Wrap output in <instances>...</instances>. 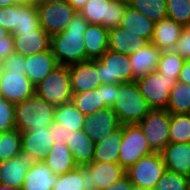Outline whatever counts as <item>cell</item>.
<instances>
[{
	"label": "cell",
	"instance_id": "obj_54",
	"mask_svg": "<svg viewBox=\"0 0 190 190\" xmlns=\"http://www.w3.org/2000/svg\"><path fill=\"white\" fill-rule=\"evenodd\" d=\"M3 73H4V67H3L2 62H0V82H1V79L3 77Z\"/></svg>",
	"mask_w": 190,
	"mask_h": 190
},
{
	"label": "cell",
	"instance_id": "obj_7",
	"mask_svg": "<svg viewBox=\"0 0 190 190\" xmlns=\"http://www.w3.org/2000/svg\"><path fill=\"white\" fill-rule=\"evenodd\" d=\"M96 71L101 84H117L133 81V71L129 55L107 50L96 59Z\"/></svg>",
	"mask_w": 190,
	"mask_h": 190
},
{
	"label": "cell",
	"instance_id": "obj_11",
	"mask_svg": "<svg viewBox=\"0 0 190 190\" xmlns=\"http://www.w3.org/2000/svg\"><path fill=\"white\" fill-rule=\"evenodd\" d=\"M40 27L50 36L63 32L77 11L68 3H36Z\"/></svg>",
	"mask_w": 190,
	"mask_h": 190
},
{
	"label": "cell",
	"instance_id": "obj_27",
	"mask_svg": "<svg viewBox=\"0 0 190 190\" xmlns=\"http://www.w3.org/2000/svg\"><path fill=\"white\" fill-rule=\"evenodd\" d=\"M123 137V125L95 144L92 162L117 163Z\"/></svg>",
	"mask_w": 190,
	"mask_h": 190
},
{
	"label": "cell",
	"instance_id": "obj_4",
	"mask_svg": "<svg viewBox=\"0 0 190 190\" xmlns=\"http://www.w3.org/2000/svg\"><path fill=\"white\" fill-rule=\"evenodd\" d=\"M35 94L55 106L71 102L69 66L58 65L35 87Z\"/></svg>",
	"mask_w": 190,
	"mask_h": 190
},
{
	"label": "cell",
	"instance_id": "obj_50",
	"mask_svg": "<svg viewBox=\"0 0 190 190\" xmlns=\"http://www.w3.org/2000/svg\"><path fill=\"white\" fill-rule=\"evenodd\" d=\"M88 2V0H68V3L79 12L80 9Z\"/></svg>",
	"mask_w": 190,
	"mask_h": 190
},
{
	"label": "cell",
	"instance_id": "obj_32",
	"mask_svg": "<svg viewBox=\"0 0 190 190\" xmlns=\"http://www.w3.org/2000/svg\"><path fill=\"white\" fill-rule=\"evenodd\" d=\"M190 109V85L177 80L171 88L167 109L171 114L188 113Z\"/></svg>",
	"mask_w": 190,
	"mask_h": 190
},
{
	"label": "cell",
	"instance_id": "obj_10",
	"mask_svg": "<svg viewBox=\"0 0 190 190\" xmlns=\"http://www.w3.org/2000/svg\"><path fill=\"white\" fill-rule=\"evenodd\" d=\"M171 113L166 109H151L138 123L154 152H161L169 143Z\"/></svg>",
	"mask_w": 190,
	"mask_h": 190
},
{
	"label": "cell",
	"instance_id": "obj_22",
	"mask_svg": "<svg viewBox=\"0 0 190 190\" xmlns=\"http://www.w3.org/2000/svg\"><path fill=\"white\" fill-rule=\"evenodd\" d=\"M149 41L139 34H133L121 27L109 30L108 49L117 53L130 55L144 48Z\"/></svg>",
	"mask_w": 190,
	"mask_h": 190
},
{
	"label": "cell",
	"instance_id": "obj_6",
	"mask_svg": "<svg viewBox=\"0 0 190 190\" xmlns=\"http://www.w3.org/2000/svg\"><path fill=\"white\" fill-rule=\"evenodd\" d=\"M165 170L161 153L154 152L132 164L125 170V175L135 188L154 190Z\"/></svg>",
	"mask_w": 190,
	"mask_h": 190
},
{
	"label": "cell",
	"instance_id": "obj_41",
	"mask_svg": "<svg viewBox=\"0 0 190 190\" xmlns=\"http://www.w3.org/2000/svg\"><path fill=\"white\" fill-rule=\"evenodd\" d=\"M16 129L15 104L0 97V133Z\"/></svg>",
	"mask_w": 190,
	"mask_h": 190
},
{
	"label": "cell",
	"instance_id": "obj_58",
	"mask_svg": "<svg viewBox=\"0 0 190 190\" xmlns=\"http://www.w3.org/2000/svg\"><path fill=\"white\" fill-rule=\"evenodd\" d=\"M111 1H120V2H123V1H128V0H111Z\"/></svg>",
	"mask_w": 190,
	"mask_h": 190
},
{
	"label": "cell",
	"instance_id": "obj_51",
	"mask_svg": "<svg viewBox=\"0 0 190 190\" xmlns=\"http://www.w3.org/2000/svg\"><path fill=\"white\" fill-rule=\"evenodd\" d=\"M21 0H0V8L1 7H9L15 4H18Z\"/></svg>",
	"mask_w": 190,
	"mask_h": 190
},
{
	"label": "cell",
	"instance_id": "obj_26",
	"mask_svg": "<svg viewBox=\"0 0 190 190\" xmlns=\"http://www.w3.org/2000/svg\"><path fill=\"white\" fill-rule=\"evenodd\" d=\"M43 162L56 175L65 174L78 166L74 160L71 150L66 144L54 143L46 153Z\"/></svg>",
	"mask_w": 190,
	"mask_h": 190
},
{
	"label": "cell",
	"instance_id": "obj_48",
	"mask_svg": "<svg viewBox=\"0 0 190 190\" xmlns=\"http://www.w3.org/2000/svg\"><path fill=\"white\" fill-rule=\"evenodd\" d=\"M133 184L129 180V178L125 175L116 183H113L102 190H132Z\"/></svg>",
	"mask_w": 190,
	"mask_h": 190
},
{
	"label": "cell",
	"instance_id": "obj_46",
	"mask_svg": "<svg viewBox=\"0 0 190 190\" xmlns=\"http://www.w3.org/2000/svg\"><path fill=\"white\" fill-rule=\"evenodd\" d=\"M48 131L52 132V138L56 144H66L72 132L55 121L48 127Z\"/></svg>",
	"mask_w": 190,
	"mask_h": 190
},
{
	"label": "cell",
	"instance_id": "obj_20",
	"mask_svg": "<svg viewBox=\"0 0 190 190\" xmlns=\"http://www.w3.org/2000/svg\"><path fill=\"white\" fill-rule=\"evenodd\" d=\"M161 53V50L152 42H149L144 48L130 54L129 59L133 71V81L156 71Z\"/></svg>",
	"mask_w": 190,
	"mask_h": 190
},
{
	"label": "cell",
	"instance_id": "obj_25",
	"mask_svg": "<svg viewBox=\"0 0 190 190\" xmlns=\"http://www.w3.org/2000/svg\"><path fill=\"white\" fill-rule=\"evenodd\" d=\"M86 61L99 59L107 50L109 30L102 25L89 24L84 32Z\"/></svg>",
	"mask_w": 190,
	"mask_h": 190
},
{
	"label": "cell",
	"instance_id": "obj_47",
	"mask_svg": "<svg viewBox=\"0 0 190 190\" xmlns=\"http://www.w3.org/2000/svg\"><path fill=\"white\" fill-rule=\"evenodd\" d=\"M14 52L13 37L12 34L9 33L0 40V62L7 59Z\"/></svg>",
	"mask_w": 190,
	"mask_h": 190
},
{
	"label": "cell",
	"instance_id": "obj_1",
	"mask_svg": "<svg viewBox=\"0 0 190 190\" xmlns=\"http://www.w3.org/2000/svg\"><path fill=\"white\" fill-rule=\"evenodd\" d=\"M87 20L77 12L63 32L51 36V50L59 65L86 61L84 32Z\"/></svg>",
	"mask_w": 190,
	"mask_h": 190
},
{
	"label": "cell",
	"instance_id": "obj_3",
	"mask_svg": "<svg viewBox=\"0 0 190 190\" xmlns=\"http://www.w3.org/2000/svg\"><path fill=\"white\" fill-rule=\"evenodd\" d=\"M55 105L46 102L38 95L15 104V127L20 132L32 128L50 126L54 122Z\"/></svg>",
	"mask_w": 190,
	"mask_h": 190
},
{
	"label": "cell",
	"instance_id": "obj_55",
	"mask_svg": "<svg viewBox=\"0 0 190 190\" xmlns=\"http://www.w3.org/2000/svg\"><path fill=\"white\" fill-rule=\"evenodd\" d=\"M0 190H13V187L0 184Z\"/></svg>",
	"mask_w": 190,
	"mask_h": 190
},
{
	"label": "cell",
	"instance_id": "obj_36",
	"mask_svg": "<svg viewBox=\"0 0 190 190\" xmlns=\"http://www.w3.org/2000/svg\"><path fill=\"white\" fill-rule=\"evenodd\" d=\"M170 143L190 142V116L187 113L171 114Z\"/></svg>",
	"mask_w": 190,
	"mask_h": 190
},
{
	"label": "cell",
	"instance_id": "obj_21",
	"mask_svg": "<svg viewBox=\"0 0 190 190\" xmlns=\"http://www.w3.org/2000/svg\"><path fill=\"white\" fill-rule=\"evenodd\" d=\"M25 63L26 76L35 87L59 65L51 49L25 56Z\"/></svg>",
	"mask_w": 190,
	"mask_h": 190
},
{
	"label": "cell",
	"instance_id": "obj_33",
	"mask_svg": "<svg viewBox=\"0 0 190 190\" xmlns=\"http://www.w3.org/2000/svg\"><path fill=\"white\" fill-rule=\"evenodd\" d=\"M85 116L107 108L102 101L101 91L94 89L73 94L71 101Z\"/></svg>",
	"mask_w": 190,
	"mask_h": 190
},
{
	"label": "cell",
	"instance_id": "obj_28",
	"mask_svg": "<svg viewBox=\"0 0 190 190\" xmlns=\"http://www.w3.org/2000/svg\"><path fill=\"white\" fill-rule=\"evenodd\" d=\"M66 145L78 166H85L92 162L95 143L83 129L71 132Z\"/></svg>",
	"mask_w": 190,
	"mask_h": 190
},
{
	"label": "cell",
	"instance_id": "obj_18",
	"mask_svg": "<svg viewBox=\"0 0 190 190\" xmlns=\"http://www.w3.org/2000/svg\"><path fill=\"white\" fill-rule=\"evenodd\" d=\"M34 163V160L23 152L14 158L0 162V184L21 188L27 170Z\"/></svg>",
	"mask_w": 190,
	"mask_h": 190
},
{
	"label": "cell",
	"instance_id": "obj_8",
	"mask_svg": "<svg viewBox=\"0 0 190 190\" xmlns=\"http://www.w3.org/2000/svg\"><path fill=\"white\" fill-rule=\"evenodd\" d=\"M176 81L154 71L137 79L136 84L151 109H167L171 88Z\"/></svg>",
	"mask_w": 190,
	"mask_h": 190
},
{
	"label": "cell",
	"instance_id": "obj_31",
	"mask_svg": "<svg viewBox=\"0 0 190 190\" xmlns=\"http://www.w3.org/2000/svg\"><path fill=\"white\" fill-rule=\"evenodd\" d=\"M85 117L72 102L55 106L54 121L72 132L84 128Z\"/></svg>",
	"mask_w": 190,
	"mask_h": 190
},
{
	"label": "cell",
	"instance_id": "obj_19",
	"mask_svg": "<svg viewBox=\"0 0 190 190\" xmlns=\"http://www.w3.org/2000/svg\"><path fill=\"white\" fill-rule=\"evenodd\" d=\"M160 153L167 170L190 177V142L169 143Z\"/></svg>",
	"mask_w": 190,
	"mask_h": 190
},
{
	"label": "cell",
	"instance_id": "obj_45",
	"mask_svg": "<svg viewBox=\"0 0 190 190\" xmlns=\"http://www.w3.org/2000/svg\"><path fill=\"white\" fill-rule=\"evenodd\" d=\"M98 91H101V97H102L103 104L107 108H112L115 103L118 91H119V83H117V84H101L98 87Z\"/></svg>",
	"mask_w": 190,
	"mask_h": 190
},
{
	"label": "cell",
	"instance_id": "obj_29",
	"mask_svg": "<svg viewBox=\"0 0 190 190\" xmlns=\"http://www.w3.org/2000/svg\"><path fill=\"white\" fill-rule=\"evenodd\" d=\"M154 26L155 23L153 21L129 5L126 7L120 24L121 28L133 34H139V36L147 39L149 42H151L153 37Z\"/></svg>",
	"mask_w": 190,
	"mask_h": 190
},
{
	"label": "cell",
	"instance_id": "obj_9",
	"mask_svg": "<svg viewBox=\"0 0 190 190\" xmlns=\"http://www.w3.org/2000/svg\"><path fill=\"white\" fill-rule=\"evenodd\" d=\"M154 153L138 124L123 125L118 163L126 170L139 159Z\"/></svg>",
	"mask_w": 190,
	"mask_h": 190
},
{
	"label": "cell",
	"instance_id": "obj_40",
	"mask_svg": "<svg viewBox=\"0 0 190 190\" xmlns=\"http://www.w3.org/2000/svg\"><path fill=\"white\" fill-rule=\"evenodd\" d=\"M167 17L181 25H190V0H166Z\"/></svg>",
	"mask_w": 190,
	"mask_h": 190
},
{
	"label": "cell",
	"instance_id": "obj_12",
	"mask_svg": "<svg viewBox=\"0 0 190 190\" xmlns=\"http://www.w3.org/2000/svg\"><path fill=\"white\" fill-rule=\"evenodd\" d=\"M125 176V169L117 162H91L83 166L84 190H102Z\"/></svg>",
	"mask_w": 190,
	"mask_h": 190
},
{
	"label": "cell",
	"instance_id": "obj_44",
	"mask_svg": "<svg viewBox=\"0 0 190 190\" xmlns=\"http://www.w3.org/2000/svg\"><path fill=\"white\" fill-rule=\"evenodd\" d=\"M172 50L185 60L190 59V25L183 28L181 36Z\"/></svg>",
	"mask_w": 190,
	"mask_h": 190
},
{
	"label": "cell",
	"instance_id": "obj_53",
	"mask_svg": "<svg viewBox=\"0 0 190 190\" xmlns=\"http://www.w3.org/2000/svg\"><path fill=\"white\" fill-rule=\"evenodd\" d=\"M9 34V32L0 25V40L4 37H6Z\"/></svg>",
	"mask_w": 190,
	"mask_h": 190
},
{
	"label": "cell",
	"instance_id": "obj_52",
	"mask_svg": "<svg viewBox=\"0 0 190 190\" xmlns=\"http://www.w3.org/2000/svg\"><path fill=\"white\" fill-rule=\"evenodd\" d=\"M68 0H36L35 3H58V2H65Z\"/></svg>",
	"mask_w": 190,
	"mask_h": 190
},
{
	"label": "cell",
	"instance_id": "obj_24",
	"mask_svg": "<svg viewBox=\"0 0 190 190\" xmlns=\"http://www.w3.org/2000/svg\"><path fill=\"white\" fill-rule=\"evenodd\" d=\"M57 175L44 162H35L26 173L23 190H53Z\"/></svg>",
	"mask_w": 190,
	"mask_h": 190
},
{
	"label": "cell",
	"instance_id": "obj_14",
	"mask_svg": "<svg viewBox=\"0 0 190 190\" xmlns=\"http://www.w3.org/2000/svg\"><path fill=\"white\" fill-rule=\"evenodd\" d=\"M120 126L121 124L115 111L112 108H105L92 115H87L84 120L83 130L96 144Z\"/></svg>",
	"mask_w": 190,
	"mask_h": 190
},
{
	"label": "cell",
	"instance_id": "obj_43",
	"mask_svg": "<svg viewBox=\"0 0 190 190\" xmlns=\"http://www.w3.org/2000/svg\"><path fill=\"white\" fill-rule=\"evenodd\" d=\"M5 71L15 73L20 72L21 75H26L25 56L17 52L11 54L7 59L2 61Z\"/></svg>",
	"mask_w": 190,
	"mask_h": 190
},
{
	"label": "cell",
	"instance_id": "obj_42",
	"mask_svg": "<svg viewBox=\"0 0 190 190\" xmlns=\"http://www.w3.org/2000/svg\"><path fill=\"white\" fill-rule=\"evenodd\" d=\"M18 4L0 8V25L11 33L17 25Z\"/></svg>",
	"mask_w": 190,
	"mask_h": 190
},
{
	"label": "cell",
	"instance_id": "obj_2",
	"mask_svg": "<svg viewBox=\"0 0 190 190\" xmlns=\"http://www.w3.org/2000/svg\"><path fill=\"white\" fill-rule=\"evenodd\" d=\"M112 109L121 125L138 124L151 110L136 81L119 83V91Z\"/></svg>",
	"mask_w": 190,
	"mask_h": 190
},
{
	"label": "cell",
	"instance_id": "obj_5",
	"mask_svg": "<svg viewBox=\"0 0 190 190\" xmlns=\"http://www.w3.org/2000/svg\"><path fill=\"white\" fill-rule=\"evenodd\" d=\"M128 1L88 0L79 13L89 24L102 25L110 30L120 27Z\"/></svg>",
	"mask_w": 190,
	"mask_h": 190
},
{
	"label": "cell",
	"instance_id": "obj_38",
	"mask_svg": "<svg viewBox=\"0 0 190 190\" xmlns=\"http://www.w3.org/2000/svg\"><path fill=\"white\" fill-rule=\"evenodd\" d=\"M83 166H77L65 174L57 175L53 190H84Z\"/></svg>",
	"mask_w": 190,
	"mask_h": 190
},
{
	"label": "cell",
	"instance_id": "obj_16",
	"mask_svg": "<svg viewBox=\"0 0 190 190\" xmlns=\"http://www.w3.org/2000/svg\"><path fill=\"white\" fill-rule=\"evenodd\" d=\"M69 73L73 94L92 91L101 85L96 59L69 65Z\"/></svg>",
	"mask_w": 190,
	"mask_h": 190
},
{
	"label": "cell",
	"instance_id": "obj_23",
	"mask_svg": "<svg viewBox=\"0 0 190 190\" xmlns=\"http://www.w3.org/2000/svg\"><path fill=\"white\" fill-rule=\"evenodd\" d=\"M184 26L167 18L155 23L151 42L161 51L172 50L179 40Z\"/></svg>",
	"mask_w": 190,
	"mask_h": 190
},
{
	"label": "cell",
	"instance_id": "obj_39",
	"mask_svg": "<svg viewBox=\"0 0 190 190\" xmlns=\"http://www.w3.org/2000/svg\"><path fill=\"white\" fill-rule=\"evenodd\" d=\"M154 190H190V177L166 169Z\"/></svg>",
	"mask_w": 190,
	"mask_h": 190
},
{
	"label": "cell",
	"instance_id": "obj_49",
	"mask_svg": "<svg viewBox=\"0 0 190 190\" xmlns=\"http://www.w3.org/2000/svg\"><path fill=\"white\" fill-rule=\"evenodd\" d=\"M177 80L190 85V59L184 60L182 70Z\"/></svg>",
	"mask_w": 190,
	"mask_h": 190
},
{
	"label": "cell",
	"instance_id": "obj_34",
	"mask_svg": "<svg viewBox=\"0 0 190 190\" xmlns=\"http://www.w3.org/2000/svg\"><path fill=\"white\" fill-rule=\"evenodd\" d=\"M128 4L154 23L167 18L166 0H128Z\"/></svg>",
	"mask_w": 190,
	"mask_h": 190
},
{
	"label": "cell",
	"instance_id": "obj_15",
	"mask_svg": "<svg viewBox=\"0 0 190 190\" xmlns=\"http://www.w3.org/2000/svg\"><path fill=\"white\" fill-rule=\"evenodd\" d=\"M48 127L42 126L21 132L22 152L28 154L34 162H43L46 153L54 144L52 132L48 131Z\"/></svg>",
	"mask_w": 190,
	"mask_h": 190
},
{
	"label": "cell",
	"instance_id": "obj_17",
	"mask_svg": "<svg viewBox=\"0 0 190 190\" xmlns=\"http://www.w3.org/2000/svg\"><path fill=\"white\" fill-rule=\"evenodd\" d=\"M12 37L14 51L23 56H30L51 49V36L41 27L32 32H15Z\"/></svg>",
	"mask_w": 190,
	"mask_h": 190
},
{
	"label": "cell",
	"instance_id": "obj_56",
	"mask_svg": "<svg viewBox=\"0 0 190 190\" xmlns=\"http://www.w3.org/2000/svg\"><path fill=\"white\" fill-rule=\"evenodd\" d=\"M13 190H23L22 188L13 187Z\"/></svg>",
	"mask_w": 190,
	"mask_h": 190
},
{
	"label": "cell",
	"instance_id": "obj_35",
	"mask_svg": "<svg viewBox=\"0 0 190 190\" xmlns=\"http://www.w3.org/2000/svg\"><path fill=\"white\" fill-rule=\"evenodd\" d=\"M21 152V132L18 129L0 133V162L14 158Z\"/></svg>",
	"mask_w": 190,
	"mask_h": 190
},
{
	"label": "cell",
	"instance_id": "obj_37",
	"mask_svg": "<svg viewBox=\"0 0 190 190\" xmlns=\"http://www.w3.org/2000/svg\"><path fill=\"white\" fill-rule=\"evenodd\" d=\"M184 60L182 56L173 50L162 51L156 71L177 80Z\"/></svg>",
	"mask_w": 190,
	"mask_h": 190
},
{
	"label": "cell",
	"instance_id": "obj_57",
	"mask_svg": "<svg viewBox=\"0 0 190 190\" xmlns=\"http://www.w3.org/2000/svg\"><path fill=\"white\" fill-rule=\"evenodd\" d=\"M132 190H147V189H139V188H135V187H133Z\"/></svg>",
	"mask_w": 190,
	"mask_h": 190
},
{
	"label": "cell",
	"instance_id": "obj_13",
	"mask_svg": "<svg viewBox=\"0 0 190 190\" xmlns=\"http://www.w3.org/2000/svg\"><path fill=\"white\" fill-rule=\"evenodd\" d=\"M35 94V86L26 75L20 72L11 73L4 70L0 82V97L12 104L25 101Z\"/></svg>",
	"mask_w": 190,
	"mask_h": 190
},
{
	"label": "cell",
	"instance_id": "obj_30",
	"mask_svg": "<svg viewBox=\"0 0 190 190\" xmlns=\"http://www.w3.org/2000/svg\"><path fill=\"white\" fill-rule=\"evenodd\" d=\"M40 28L38 9L34 0H21L18 3L17 25L11 34L15 32H32Z\"/></svg>",
	"mask_w": 190,
	"mask_h": 190
}]
</instances>
